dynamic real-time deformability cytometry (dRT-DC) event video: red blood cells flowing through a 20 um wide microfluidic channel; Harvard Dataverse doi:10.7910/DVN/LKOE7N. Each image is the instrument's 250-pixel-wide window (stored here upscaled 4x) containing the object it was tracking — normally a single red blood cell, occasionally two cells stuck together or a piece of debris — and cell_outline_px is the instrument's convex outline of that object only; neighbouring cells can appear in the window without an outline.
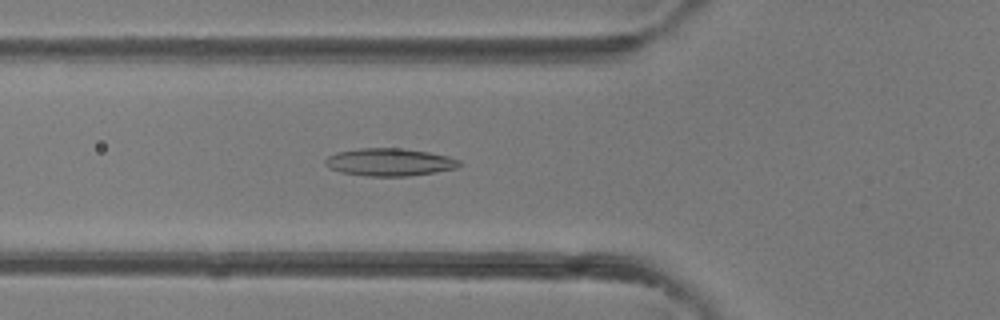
{"species": "common noctule bat (a hibernating species)", "species_latin": "Nyctalus noctula", "temperature_condition": "room temperature", "stored_images_in_passage": 40, "camera_frame_rate_fps": 3000, "um_per_image_px": 0.085, "animal": {"sex": "female"}, "frame": {"image": 1, "passage_image": 14, "time_ms": 4.333, "image_size_px": [1000, 320], "cell_outline_px": [[460, 164], [456, 168], [436, 172], [408, 176], [368, 176], [340, 172], [328, 168], [324, 164], [324, 160], [328, 156], [336, 152], [360, 148], [400, 148], [428, 152], [448, 156], [460, 160]], "centroid_in_image_um": [33.07, 13.78], "position_along_channel_um": 92.7, "area_um2": 21.62}}
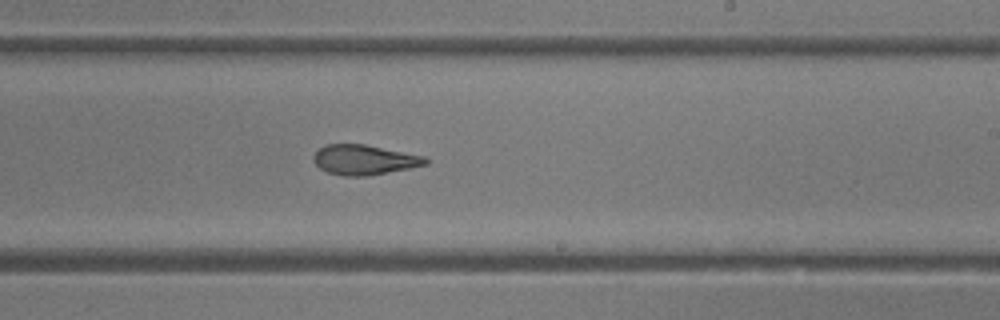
{"frame": {"image": 2, "passage_image": 24, "time_ms": 7.667, "image_size_px": [1000, 320], "cell_outline_px": [[428, 164], [388, 172], [364, 176], [344, 176], [328, 172], [320, 168], [312, 160], [312, 156], [324, 144], [364, 144], [424, 156], [428, 160]], "centroid_in_image_um": [30.92, 13.58], "position_along_channel_um": 258.1, "area_um2": 19.36}}
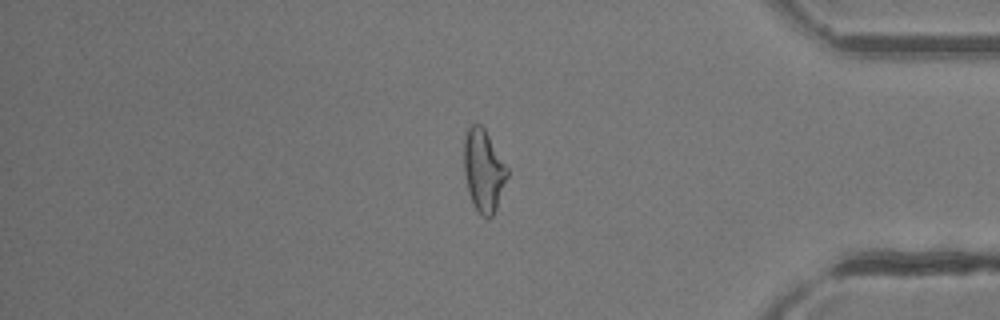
{"frame": {"image": 3, "passage_image": 34, "time_ms": 11.0, "image_size_px": [1000, 320], "cell_outline_px": [[508, 176], [496, 208], [492, 216], [488, 220], [480, 216], [472, 204], [468, 192], [464, 172], [464, 140], [468, 128], [472, 124], [480, 124], [484, 128], [508, 168]], "centroid_in_image_um": [41.09, 14.54], "position_along_channel_um": 394.1, "area_um2": 20.81}}